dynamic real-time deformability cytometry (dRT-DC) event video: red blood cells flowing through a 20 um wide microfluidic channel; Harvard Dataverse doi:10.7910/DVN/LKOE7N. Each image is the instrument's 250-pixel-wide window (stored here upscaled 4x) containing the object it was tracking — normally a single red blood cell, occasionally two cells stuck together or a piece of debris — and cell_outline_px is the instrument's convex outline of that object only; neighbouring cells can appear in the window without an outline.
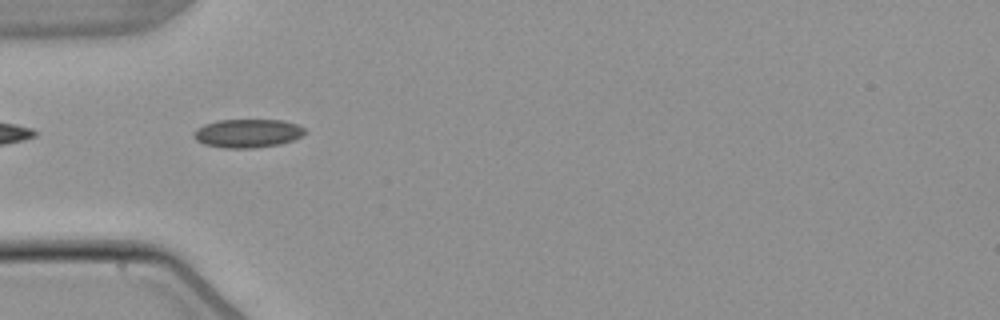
{"species": "common noctule bat (a hibernating species)", "species_latin": "Nyctalus noctula", "temperature_condition": "warm", "stored_images_in_passage": 3, "camera_frame_rate_fps": 3000, "um_per_image_px": 0.085, "animal": {"sex": "male", "body_mass_g": 21.5, "forearm_length_mm": 52.0}, "frame": {"image": 1, "passage_image": 1, "time_ms": 0.0, "image_size_px": [1000, 320], "cell_outline_px": [[308, 132], [292, 140], [280, 144], [252, 148], [224, 148], [204, 144], [196, 140], [192, 136], [192, 132], [196, 128], [204, 124], [216, 120], [284, 120], [296, 124], [304, 128]], "centroid_in_image_um": [21.01, 11.32], "position_along_channel_um": 64.0, "area_um2": 18.61}}